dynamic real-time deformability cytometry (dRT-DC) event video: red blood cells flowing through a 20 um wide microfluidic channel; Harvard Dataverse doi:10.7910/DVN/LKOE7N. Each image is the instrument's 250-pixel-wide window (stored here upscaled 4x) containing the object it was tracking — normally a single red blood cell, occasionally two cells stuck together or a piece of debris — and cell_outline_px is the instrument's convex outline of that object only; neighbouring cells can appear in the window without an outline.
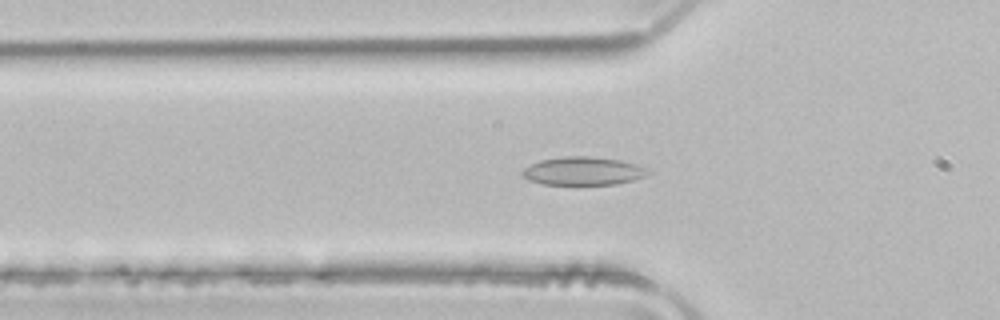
{"species": "common noctule bat (a hibernating species)", "species_latin": "Nyctalus noctula", "temperature_condition": "room temperature", "stored_images_in_passage": 39, "camera_frame_rate_fps": 3000, "um_per_image_px": 0.085, "animal": {"sex": "male", "body_mass_g": 21.5, "forearm_length_mm": 52.0}, "frame": {"image": 1, "passage_image": 5, "time_ms": 1.333, "image_size_px": [1000, 320], "cell_outline_px": [[652, 172], [644, 176], [632, 180], [616, 184], [544, 184], [528, 180], [520, 172], [524, 168], [540, 160], [564, 156], [592, 156], [620, 160], [636, 164], [648, 168]], "centroid_in_image_um": [49.58, 14.53], "position_along_channel_um": 76.2, "area_um2": 20.63}}
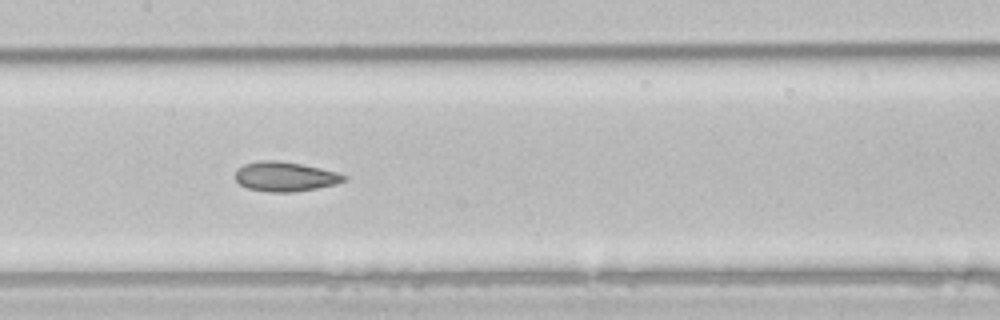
{"frame": {"image": 2, "passage_image": 13, "time_ms": 4.0, "image_size_px": [1000, 320], "cell_outline_px": [[348, 180], [336, 184], [316, 188], [292, 192], [268, 192], [248, 188], [240, 184], [236, 180], [236, 168], [244, 164], [260, 160], [280, 160], [320, 168], [336, 172], [348, 176]], "centroid_in_image_um": [24.24, 15.0], "position_along_channel_um": 183.2, "area_um2": 18.79}}
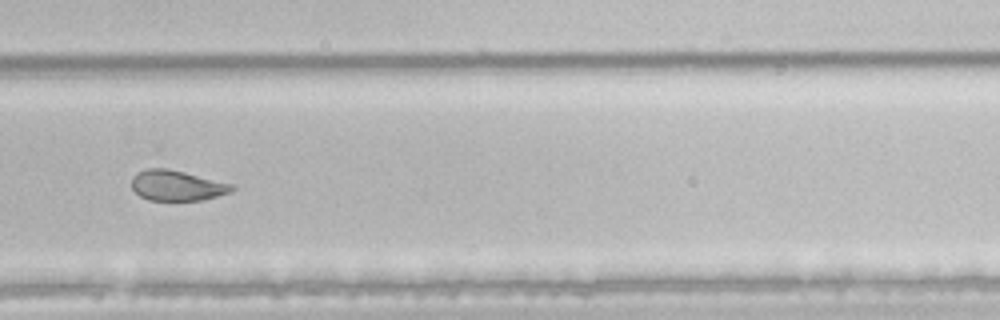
{"frame": {"image": 3, "passage_image": 23, "time_ms": 7.333, "image_size_px": [1000, 320], "cell_outline_px": [[236, 188], [228, 192], [216, 196], [200, 200], [148, 200], [140, 196], [132, 188], [132, 176], [136, 172], [148, 168], [164, 168], [184, 172], [232, 184]], "centroid_in_image_um": [14.99, 15.76], "position_along_channel_um": 314.8, "area_um2": 17.51}, "authors_computed_cell_mechanics": {"area_um2": 19.5942, "velocity_mm_per_s": 3.9726, "shape_relaxation_time_tau1_ms": null, "shape_relaxation_time_tau2_ms": 2.3634, "deformation_change_tau1": null, "deformation_change_tau2": 0.0709}}